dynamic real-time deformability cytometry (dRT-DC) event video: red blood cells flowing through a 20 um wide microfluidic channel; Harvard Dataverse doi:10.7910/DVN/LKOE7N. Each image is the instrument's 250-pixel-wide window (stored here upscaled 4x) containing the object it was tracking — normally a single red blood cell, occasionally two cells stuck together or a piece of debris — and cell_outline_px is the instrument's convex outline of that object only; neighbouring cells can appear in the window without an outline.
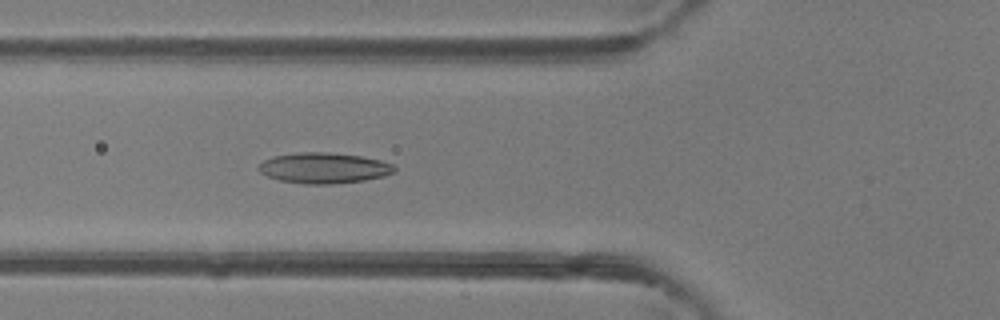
{"species": "common noctule bat (a hibernating species)", "species_latin": "Nyctalus noctula", "temperature_condition": "room temperature", "stored_images_in_passage": 46, "camera_frame_rate_fps": 3000, "um_per_image_px": 0.085, "animal": {"sex": "female"}, "frame": {"image": 1, "passage_image": 17, "time_ms": 5.333, "image_size_px": [1000, 320], "cell_outline_px": [[396, 172], [384, 176], [364, 180], [332, 184], [304, 184], [280, 180], [268, 176], [260, 172], [256, 168], [264, 160], [272, 156], [296, 152], [328, 152], [360, 156], [380, 160], [392, 164], [396, 168]], "centroid_in_image_um": [27.52, 14.27], "position_along_channel_um": 98.3, "area_um2": 24.33}}
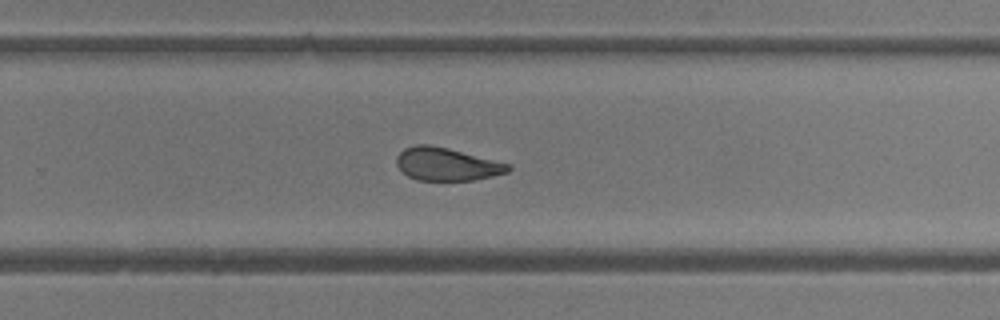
{"frame": {"image": 2, "passage_image": 30, "time_ms": 9.667, "image_size_px": [1000, 320], "cell_outline_px": [[512, 168], [508, 172], [492, 176], [472, 180], [416, 180], [408, 176], [396, 164], [396, 156], [404, 148], [416, 144], [428, 144], [448, 148], [512, 164]], "centroid_in_image_um": [37.98, 13.94], "position_along_channel_um": 291.8, "area_um2": 21.44}}
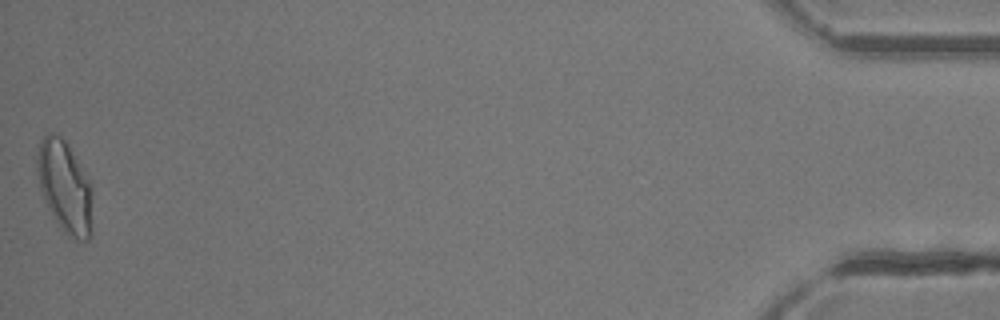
{"frame": {"image": 3, "passage_image": 46, "time_ms": 15.0, "image_size_px": [1000, 320], "cell_outline_px": [[92, 236], [88, 240], [76, 240], [68, 236], [64, 232], [48, 208], [40, 188], [36, 168], [36, 156], [40, 140], [48, 132], [56, 132], [68, 144], [88, 180], [92, 188]], "centroid_in_image_um": [5.51, 15.88], "position_along_channel_um": 429.7, "area_um2": 29.77}, "authors_computed_cell_mechanics": {"area_um2": 23.8714, "velocity_mm_per_s": 4.4628, "shape_relaxation_time_tau1_ms": null, "shape_relaxation_time_tau2_ms": 1.7182, "deformation_change_tau1": null, "deformation_change_tau2": 0.0805}}